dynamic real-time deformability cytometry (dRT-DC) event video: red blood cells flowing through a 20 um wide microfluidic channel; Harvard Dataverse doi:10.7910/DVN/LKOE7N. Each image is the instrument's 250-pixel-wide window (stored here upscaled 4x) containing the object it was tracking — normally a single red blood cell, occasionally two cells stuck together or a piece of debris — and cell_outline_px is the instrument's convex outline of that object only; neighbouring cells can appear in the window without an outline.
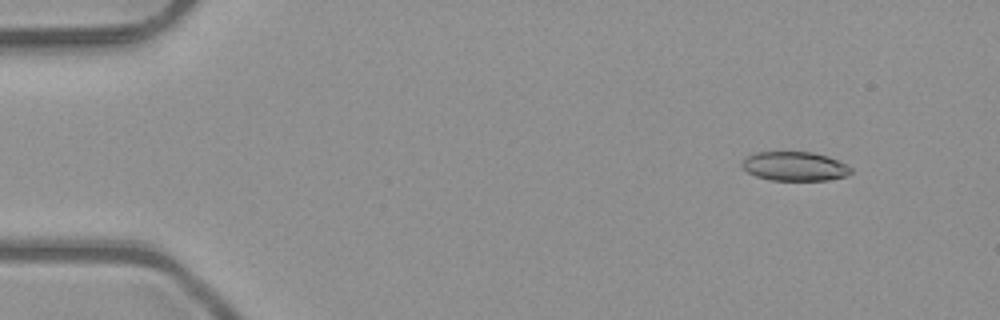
{"species": "common noctule bat (a hibernating species)", "species_latin": "Nyctalus noctula", "temperature_condition": "room temperature", "stored_images_in_passage": 3, "camera_frame_rate_fps": 3000, "um_per_image_px": 0.085, "animal": {"sex": "male", "body_mass_g": 23.1, "forearm_length_mm": 52.7}, "frame": {"image": 1, "passage_image": 1, "time_ms": 0.0, "image_size_px": [1000, 320], "cell_outline_px": [[852, 172], [844, 176], [828, 180], [772, 180], [756, 176], [748, 172], [740, 164], [748, 156], [756, 152], [812, 152], [828, 156], [852, 168]], "centroid_in_image_um": [67.54, 14.13], "position_along_channel_um": 17.5, "area_um2": 18.26}}
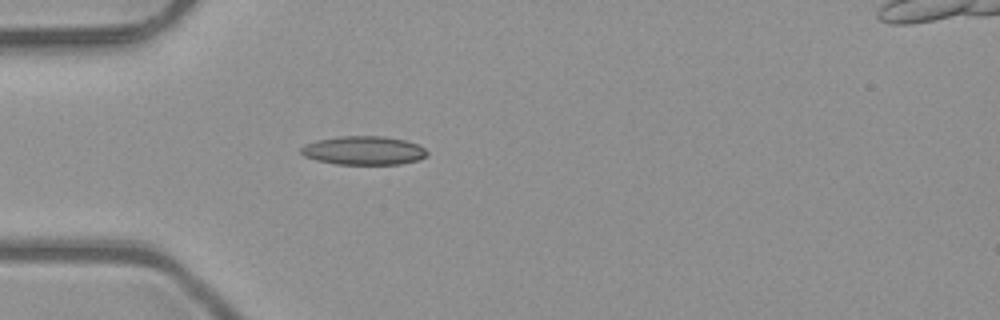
{"frame": {"image": 2, "passage_image": 3, "time_ms": 0.667, "image_size_px": [1000, 320], "cell_outline_px": [[428, 156], [420, 160], [400, 164], [336, 164], [316, 160], [304, 156], [300, 152], [300, 148], [304, 144], [316, 140], [340, 136], [384, 136], [404, 140], [420, 144], [428, 152]], "centroid_in_image_um": [30.93, 12.79], "position_along_channel_um": 54.1, "area_um2": 21.33}}